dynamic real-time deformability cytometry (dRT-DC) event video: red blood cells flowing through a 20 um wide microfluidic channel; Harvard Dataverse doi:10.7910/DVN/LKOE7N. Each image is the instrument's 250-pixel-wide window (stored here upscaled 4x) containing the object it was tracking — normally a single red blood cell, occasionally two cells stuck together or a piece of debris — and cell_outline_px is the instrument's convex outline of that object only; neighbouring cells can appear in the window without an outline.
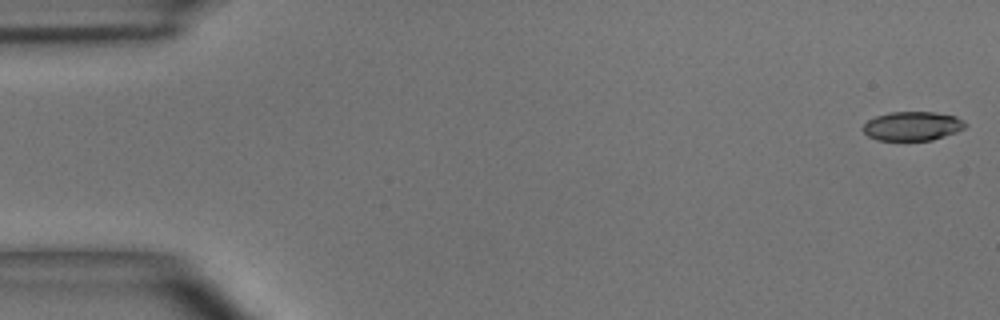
{"species": "common noctule bat (a hibernating species)", "species_latin": "Nyctalus noctula", "temperature_condition": "room temperature", "stored_images_in_passage": 49, "camera_frame_rate_fps": 3000, "um_per_image_px": 0.085, "animal": {"sex": "male", "body_mass_g": 15.6}, "frame": {"image": 1, "passage_image": 1, "time_ms": 0.0, "image_size_px": [1000, 320], "cell_outline_px": [[968, 124], [964, 128], [956, 132], [932, 140], [876, 140], [868, 136], [860, 128], [868, 120], [876, 116], [888, 112], [936, 112], [956, 116], [964, 120]], "centroid_in_image_um": [77.55, 10.71], "position_along_channel_um": 7.4, "area_um2": 17.46}}
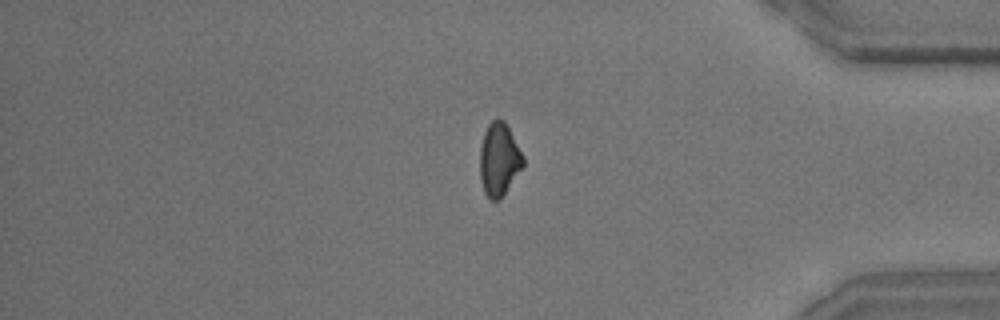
{"frame": {"image": 2, "passage_image": 41, "time_ms": 13.333, "image_size_px": [1000, 320], "cell_outline_px": [[524, 164], [500, 200], [492, 200], [484, 192], [480, 180], [480, 148], [484, 132], [488, 124], [492, 120], [504, 120], [524, 156]], "centroid_in_image_um": [42.41, 13.56], "position_along_channel_um": 392.8, "area_um2": 18.21}}
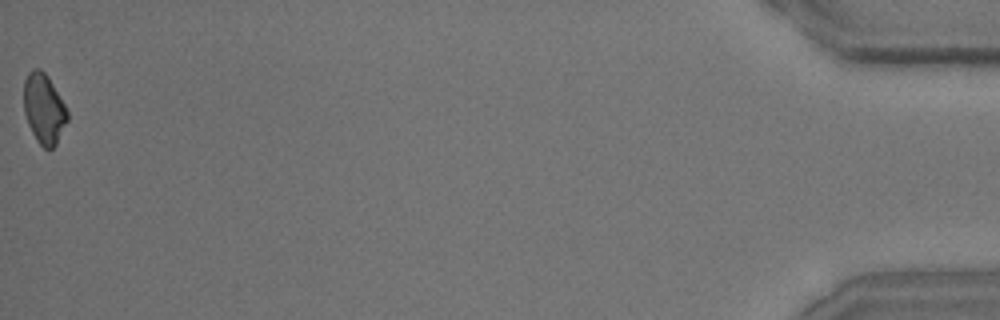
{"frame": {"image": 3, "passage_image": 49, "time_ms": 16.0, "image_size_px": [1000, 320], "cell_outline_px": [[68, 120], [56, 144], [52, 148], [44, 148], [36, 140], [28, 124], [24, 112], [24, 80], [28, 72], [32, 68], [40, 68], [48, 76], [64, 104], [68, 112]], "centroid_in_image_um": [3.72, 9.22], "position_along_channel_um": 431.5, "area_um2": 17.74}, "authors_computed_cell_mechanics": {"area_um2": 18.5538, "velocity_mm_per_s": 4.0747, "shape_relaxation_time_tau1_ms": 3.4287, "shape_relaxation_time_tau2_ms": 9.201, "deformation_change_tau1": 0.1391, "deformation_change_tau2": 0.1738}}